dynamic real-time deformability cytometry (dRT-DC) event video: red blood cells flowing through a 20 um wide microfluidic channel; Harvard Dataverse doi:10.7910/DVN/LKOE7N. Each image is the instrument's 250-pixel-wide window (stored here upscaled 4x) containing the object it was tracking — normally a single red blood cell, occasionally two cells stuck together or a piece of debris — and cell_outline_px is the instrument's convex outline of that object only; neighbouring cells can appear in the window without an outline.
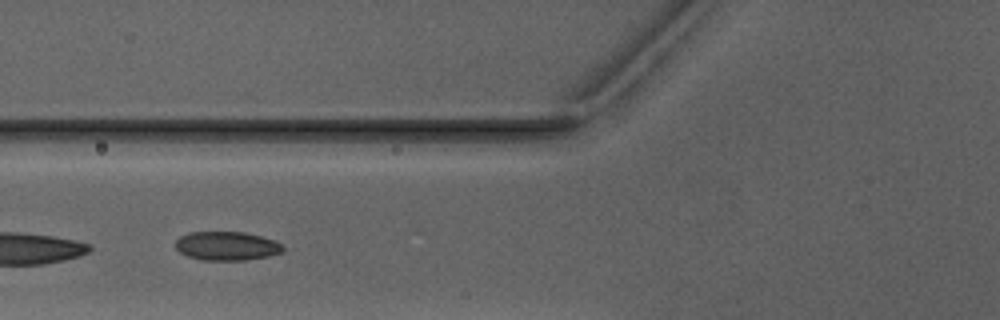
{"species": "Egyptian fruit bat (a non-hibernating species)", "species_latin": "Rousettus aegyptiacus", "temperature_condition": "warm", "stored_images_in_passage": 4, "camera_frame_rate_fps": 3000, "um_per_image_px": 0.085, "animal": {"sex": "male"}, "frame": {"image": 1, "passage_image": 4, "time_ms": 4.333, "image_size_px": [1000, 320], "cell_outline_px": [[284, 248], [280, 252], [268, 256], [248, 260], [204, 260], [188, 256], [180, 252], [176, 248], [176, 240], [180, 236], [188, 232], [244, 232], [260, 236], [284, 244]], "centroid_in_image_um": [19.27, 20.9], "position_along_channel_um": 106.5, "area_um2": 17.98}}